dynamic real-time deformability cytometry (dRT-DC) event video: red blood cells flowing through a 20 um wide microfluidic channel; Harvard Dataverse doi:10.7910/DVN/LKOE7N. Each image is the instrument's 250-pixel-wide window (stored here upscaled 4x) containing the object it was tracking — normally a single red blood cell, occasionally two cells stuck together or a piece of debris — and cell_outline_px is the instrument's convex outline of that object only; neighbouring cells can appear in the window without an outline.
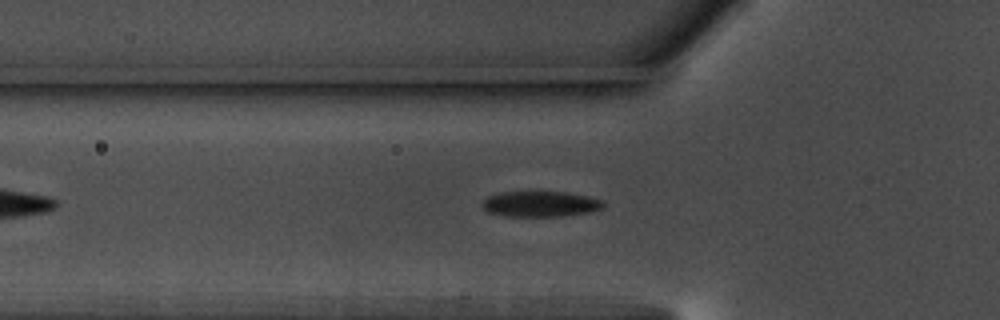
{"species": "common noctule bat (a hibernating species)", "species_latin": "Nyctalus noctula", "temperature_condition": "warm", "stored_images_in_passage": 41, "camera_frame_rate_fps": 3000, "um_per_image_px": 0.085, "animal": {"sex": "male", "body_mass_g": 17.5, "forearm_length_mm": 52.3}, "frame": {"image": 1, "passage_image": 9, "time_ms": 2.667, "image_size_px": [1000, 320], "cell_outline_px": [[604, 208], [588, 212], [564, 216], [504, 216], [488, 212], [484, 208], [484, 200], [488, 196], [500, 192], [568, 192], [588, 196], [604, 200]], "centroid_in_image_um": [45.98, 17.33], "position_along_channel_um": 79.8, "area_um2": 18.03}}
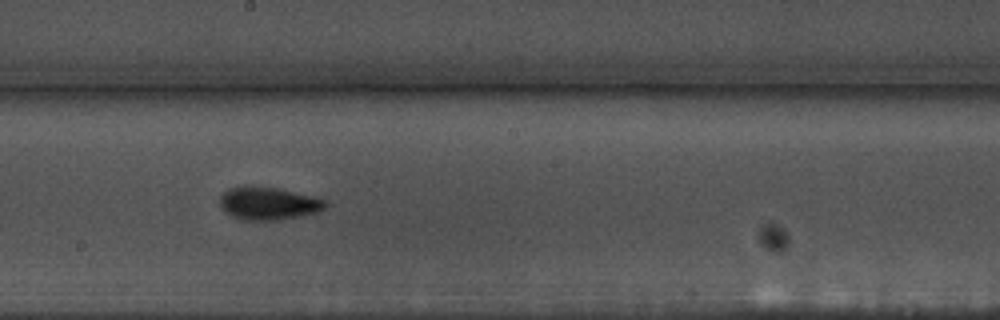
{"frame": {"image": 2, "passage_image": 21, "time_ms": 6.667, "image_size_px": [1000, 320], "cell_outline_px": [[328, 204], [324, 208], [316, 212], [300, 216], [280, 220], [244, 220], [232, 216], [220, 204], [220, 196], [228, 188], [244, 184], [276, 188], [312, 196], [324, 200]], "centroid_in_image_um": [22.78, 17.27], "position_along_channel_um": 225.4, "area_um2": 20.11}}
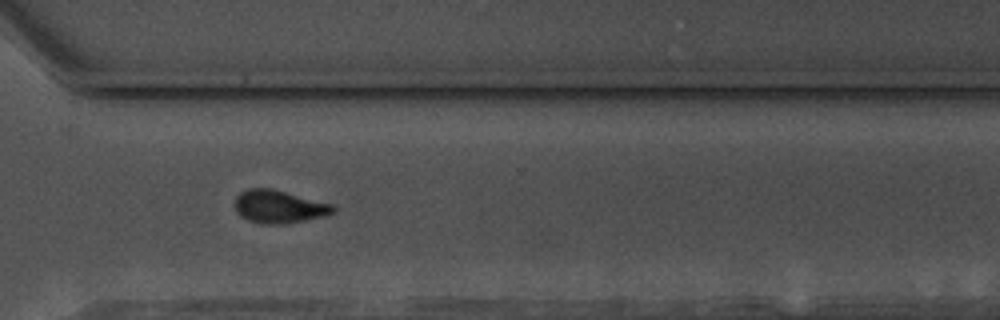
{"frame": {"image": 3, "passage_image": 31, "time_ms": 10.0, "image_size_px": [1000, 320], "cell_outline_px": [[336, 212], [324, 216], [284, 224], [260, 224], [248, 220], [240, 216], [236, 212], [236, 196], [240, 192], [248, 188], [272, 188], [336, 204]], "centroid_in_image_um": [23.76, 17.56], "position_along_channel_um": 346.8, "area_um2": 19.19}, "authors_computed_cell_mechanics": {"area_um2": 18.9006, "velocity_mm_per_s": 3.6407, "shape_relaxation_time_tau1_ms": 3.2247, "shape_relaxation_time_tau2_ms": 5.15, "deformation_change_tau1": 0.1371, "deformation_change_tau2": 0.102}}